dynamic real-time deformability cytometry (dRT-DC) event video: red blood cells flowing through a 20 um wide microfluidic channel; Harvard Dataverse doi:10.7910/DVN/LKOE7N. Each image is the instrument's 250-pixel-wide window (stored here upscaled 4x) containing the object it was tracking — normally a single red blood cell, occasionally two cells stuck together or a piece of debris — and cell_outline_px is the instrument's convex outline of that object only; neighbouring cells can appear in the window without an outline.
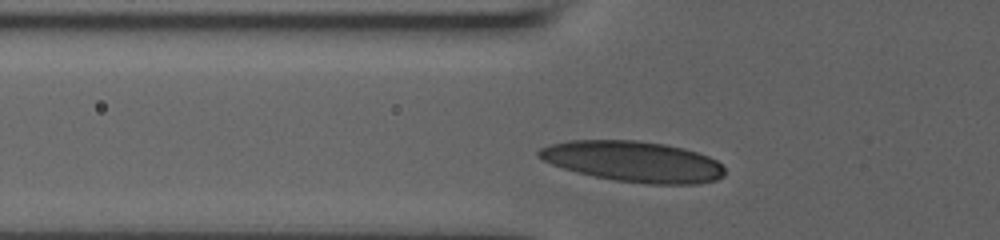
{"species": "human", "species_latin": "Homo sapiens", "temperature_condition": "room temperature", "stored_images_in_passage": 16, "camera_frame_rate_fps": 3000, "um_per_image_px": 0.085, "donor": {"sex": "male"}, "frame": {"image": 1, "passage_image": 7, "time_ms": 1.333, "image_size_px": [1000, 240], "cell_outline_px": [[724, 176], [716, 180], [696, 184], [648, 184], [616, 180], [576, 172], [552, 164], [536, 156], [536, 152], [540, 148], [548, 144], [568, 140], [636, 140], [664, 144], [684, 148], [708, 156], [716, 160], [724, 168]], "centroid_in_image_um": [53.82, 13.72], "position_along_channel_um": 72.0, "area_um2": 44.1}}
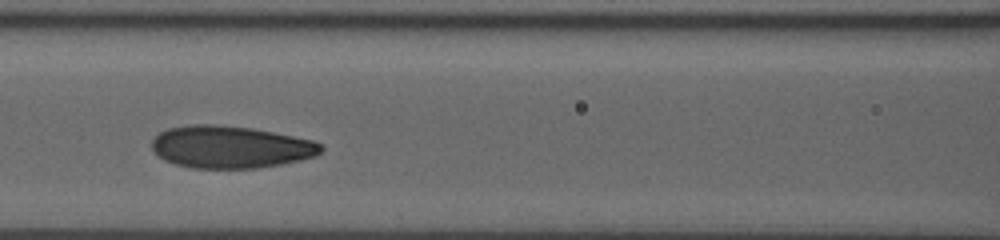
{"frame": {"image": 2, "passage_image": 13, "time_ms": 3.333, "image_size_px": [1000, 240], "cell_outline_px": [[324, 148], [316, 156], [300, 160], [280, 164], [256, 168], [192, 168], [176, 164], [164, 160], [152, 152], [152, 140], [160, 132], [168, 128], [192, 124], [216, 124], [252, 128], [316, 140]], "centroid_in_image_um": [19.59, 12.49], "position_along_channel_um": 147.0, "area_um2": 41.91}}
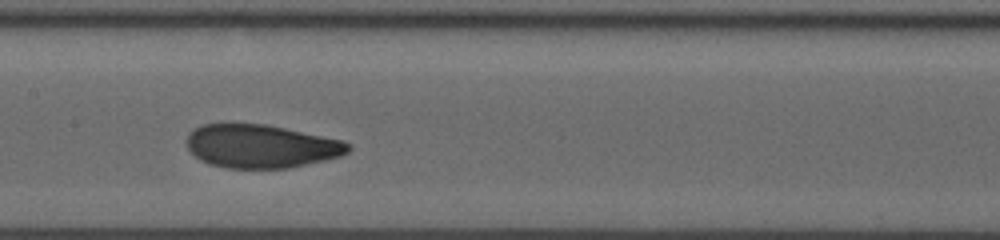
{"frame": {"image": 3, "passage_image": 15, "time_ms": 4.333, "image_size_px": [1000, 240], "cell_outline_px": [[352, 148], [348, 152], [340, 156], [324, 160], [288, 168], [224, 168], [208, 164], [200, 160], [188, 148], [184, 140], [188, 132], [204, 124], [264, 124], [344, 140], [352, 144]], "centroid_in_image_um": [22.18, 12.43], "position_along_channel_um": 185.2, "area_um2": 40.92}}